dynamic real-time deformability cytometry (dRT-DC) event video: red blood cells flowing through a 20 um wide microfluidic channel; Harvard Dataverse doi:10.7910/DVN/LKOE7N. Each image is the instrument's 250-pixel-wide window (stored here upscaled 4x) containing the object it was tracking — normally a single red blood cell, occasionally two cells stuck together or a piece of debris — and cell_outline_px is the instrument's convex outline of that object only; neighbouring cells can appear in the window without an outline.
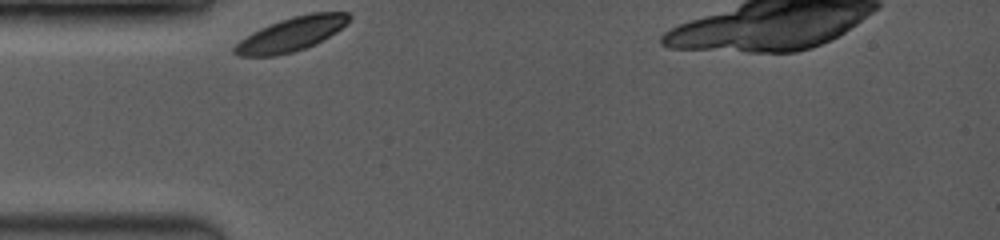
{"species": "common noctule bat (a hibernating species)", "species_latin": "Nyctalus noctula", "temperature_condition": "room temperature", "stored_images_in_passage": 2, "camera_frame_rate_fps": 3500, "um_per_image_px": 0.085, "animal": {"sex": "female", "body_mass_g": 19.0, "forearm_length_mm": 53.3}, "frame": {"image": 1, "passage_image": 1, "time_ms": 0.0, "image_size_px": [1000, 240], "cell_outline_px": [[352, 20], [348, 24], [336, 32], [316, 44], [292, 52], [276, 56], [236, 56], [232, 52], [232, 48], [240, 40], [252, 32], [268, 24], [292, 16], [312, 12], [348, 12], [352, 16]], "centroid_in_image_um": [24.78, 2.89], "position_along_channel_um": 60.2, "area_um2": 22.95}}